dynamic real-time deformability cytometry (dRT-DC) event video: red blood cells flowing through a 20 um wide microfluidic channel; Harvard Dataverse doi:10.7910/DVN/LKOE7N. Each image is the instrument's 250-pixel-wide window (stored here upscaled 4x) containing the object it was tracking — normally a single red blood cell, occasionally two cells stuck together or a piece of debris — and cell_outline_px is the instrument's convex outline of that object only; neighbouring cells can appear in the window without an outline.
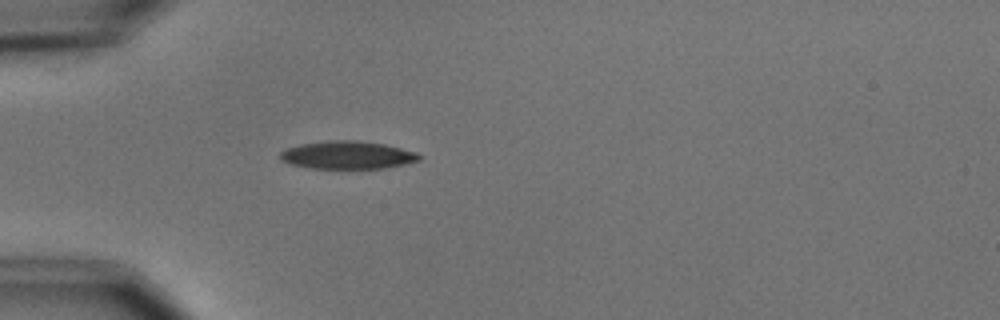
{"species": "common noctule bat (a hibernating species)", "species_latin": "Nyctalus noctula", "temperature_condition": "cold", "stored_images_in_passage": 4, "camera_frame_rate_fps": 3000, "um_per_image_px": 0.085, "animal": {"sex": "male", "body_mass_g": 15.6}, "frame": {"image": 1, "passage_image": 4, "time_ms": 3.667, "image_size_px": [1000, 320], "cell_outline_px": [[420, 160], [404, 164], [384, 168], [308, 168], [292, 164], [280, 160], [280, 152], [288, 148], [300, 144], [328, 140], [356, 140], [384, 144], [416, 152], [420, 156]], "centroid_in_image_um": [29.51, 13.17], "position_along_channel_um": 55.5, "area_um2": 22.43}}